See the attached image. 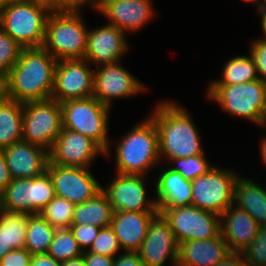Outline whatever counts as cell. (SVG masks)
<instances>
[{"instance_id":"cell-33","label":"cell","mask_w":266,"mask_h":266,"mask_svg":"<svg viewBox=\"0 0 266 266\" xmlns=\"http://www.w3.org/2000/svg\"><path fill=\"white\" fill-rule=\"evenodd\" d=\"M206 155L207 154H200L186 158L173 159L170 160L166 166L172 171L180 173L185 179L193 181L199 176L206 174L213 166Z\"/></svg>"},{"instance_id":"cell-10","label":"cell","mask_w":266,"mask_h":266,"mask_svg":"<svg viewBox=\"0 0 266 266\" xmlns=\"http://www.w3.org/2000/svg\"><path fill=\"white\" fill-rule=\"evenodd\" d=\"M55 196L52 179L45 171L31 179H13L0 193V209L39 214Z\"/></svg>"},{"instance_id":"cell-35","label":"cell","mask_w":266,"mask_h":266,"mask_svg":"<svg viewBox=\"0 0 266 266\" xmlns=\"http://www.w3.org/2000/svg\"><path fill=\"white\" fill-rule=\"evenodd\" d=\"M88 251L113 258L122 252L115 233L110 226L100 229L97 238Z\"/></svg>"},{"instance_id":"cell-54","label":"cell","mask_w":266,"mask_h":266,"mask_svg":"<svg viewBox=\"0 0 266 266\" xmlns=\"http://www.w3.org/2000/svg\"><path fill=\"white\" fill-rule=\"evenodd\" d=\"M13 1H17V0H0V3H1L2 5H4V4L11 3V2H13Z\"/></svg>"},{"instance_id":"cell-38","label":"cell","mask_w":266,"mask_h":266,"mask_svg":"<svg viewBox=\"0 0 266 266\" xmlns=\"http://www.w3.org/2000/svg\"><path fill=\"white\" fill-rule=\"evenodd\" d=\"M69 228L83 252L89 250L101 229L91 224L71 225Z\"/></svg>"},{"instance_id":"cell-42","label":"cell","mask_w":266,"mask_h":266,"mask_svg":"<svg viewBox=\"0 0 266 266\" xmlns=\"http://www.w3.org/2000/svg\"><path fill=\"white\" fill-rule=\"evenodd\" d=\"M13 180L9 168L6 163L4 152L0 149V193L9 185Z\"/></svg>"},{"instance_id":"cell-29","label":"cell","mask_w":266,"mask_h":266,"mask_svg":"<svg viewBox=\"0 0 266 266\" xmlns=\"http://www.w3.org/2000/svg\"><path fill=\"white\" fill-rule=\"evenodd\" d=\"M56 228L39 214L30 215L26 231L25 249L31 254L47 253L53 241Z\"/></svg>"},{"instance_id":"cell-51","label":"cell","mask_w":266,"mask_h":266,"mask_svg":"<svg viewBox=\"0 0 266 266\" xmlns=\"http://www.w3.org/2000/svg\"><path fill=\"white\" fill-rule=\"evenodd\" d=\"M260 143V145H259V150H260V155L259 156H261V161H262V163H263V165H264V167L266 166V138H264V137H261V139H260V141H259Z\"/></svg>"},{"instance_id":"cell-45","label":"cell","mask_w":266,"mask_h":266,"mask_svg":"<svg viewBox=\"0 0 266 266\" xmlns=\"http://www.w3.org/2000/svg\"><path fill=\"white\" fill-rule=\"evenodd\" d=\"M49 8L51 11H66L71 8L63 0H32Z\"/></svg>"},{"instance_id":"cell-47","label":"cell","mask_w":266,"mask_h":266,"mask_svg":"<svg viewBox=\"0 0 266 266\" xmlns=\"http://www.w3.org/2000/svg\"><path fill=\"white\" fill-rule=\"evenodd\" d=\"M10 250L7 248L6 223L0 218V260Z\"/></svg>"},{"instance_id":"cell-23","label":"cell","mask_w":266,"mask_h":266,"mask_svg":"<svg viewBox=\"0 0 266 266\" xmlns=\"http://www.w3.org/2000/svg\"><path fill=\"white\" fill-rule=\"evenodd\" d=\"M162 166L159 167L160 170L157 171L159 173L152 181L155 185L153 197L155 196L158 212L165 207L191 205V181L185 179L180 173L172 171L165 164Z\"/></svg>"},{"instance_id":"cell-43","label":"cell","mask_w":266,"mask_h":266,"mask_svg":"<svg viewBox=\"0 0 266 266\" xmlns=\"http://www.w3.org/2000/svg\"><path fill=\"white\" fill-rule=\"evenodd\" d=\"M30 266H62V263L56 261L47 253H41L32 255Z\"/></svg>"},{"instance_id":"cell-3","label":"cell","mask_w":266,"mask_h":266,"mask_svg":"<svg viewBox=\"0 0 266 266\" xmlns=\"http://www.w3.org/2000/svg\"><path fill=\"white\" fill-rule=\"evenodd\" d=\"M145 117L121 138L114 140L115 146L110 141L104 157H111V148L114 147V173L149 176V172L161 166L158 131L154 121L149 116Z\"/></svg>"},{"instance_id":"cell-1","label":"cell","mask_w":266,"mask_h":266,"mask_svg":"<svg viewBox=\"0 0 266 266\" xmlns=\"http://www.w3.org/2000/svg\"><path fill=\"white\" fill-rule=\"evenodd\" d=\"M154 109V110H153ZM148 116L154 121L159 137L161 164L177 158L206 154L199 128L193 116L174 100H160Z\"/></svg>"},{"instance_id":"cell-12","label":"cell","mask_w":266,"mask_h":266,"mask_svg":"<svg viewBox=\"0 0 266 266\" xmlns=\"http://www.w3.org/2000/svg\"><path fill=\"white\" fill-rule=\"evenodd\" d=\"M122 61L94 68L93 97L112 109L113 100L143 95L149 89L144 82L122 66Z\"/></svg>"},{"instance_id":"cell-52","label":"cell","mask_w":266,"mask_h":266,"mask_svg":"<svg viewBox=\"0 0 266 266\" xmlns=\"http://www.w3.org/2000/svg\"><path fill=\"white\" fill-rule=\"evenodd\" d=\"M258 128H260V129L262 128V129H264V131L266 129V109L262 113V117H261L260 123L258 125ZM261 137L266 138V135L263 134V136L261 135Z\"/></svg>"},{"instance_id":"cell-56","label":"cell","mask_w":266,"mask_h":266,"mask_svg":"<svg viewBox=\"0 0 266 266\" xmlns=\"http://www.w3.org/2000/svg\"><path fill=\"white\" fill-rule=\"evenodd\" d=\"M1 10H2V4L0 3V14H1Z\"/></svg>"},{"instance_id":"cell-7","label":"cell","mask_w":266,"mask_h":266,"mask_svg":"<svg viewBox=\"0 0 266 266\" xmlns=\"http://www.w3.org/2000/svg\"><path fill=\"white\" fill-rule=\"evenodd\" d=\"M63 129L75 131L95 141L104 151L111 139L108 135L111 108L95 97L71 99L61 103Z\"/></svg>"},{"instance_id":"cell-40","label":"cell","mask_w":266,"mask_h":266,"mask_svg":"<svg viewBox=\"0 0 266 266\" xmlns=\"http://www.w3.org/2000/svg\"><path fill=\"white\" fill-rule=\"evenodd\" d=\"M113 266H144L137 252L122 251L115 257Z\"/></svg>"},{"instance_id":"cell-24","label":"cell","mask_w":266,"mask_h":266,"mask_svg":"<svg viewBox=\"0 0 266 266\" xmlns=\"http://www.w3.org/2000/svg\"><path fill=\"white\" fill-rule=\"evenodd\" d=\"M231 251L221 234L208 240L179 244L177 266H215Z\"/></svg>"},{"instance_id":"cell-36","label":"cell","mask_w":266,"mask_h":266,"mask_svg":"<svg viewBox=\"0 0 266 266\" xmlns=\"http://www.w3.org/2000/svg\"><path fill=\"white\" fill-rule=\"evenodd\" d=\"M242 255L247 266H266V226H259L256 238Z\"/></svg>"},{"instance_id":"cell-30","label":"cell","mask_w":266,"mask_h":266,"mask_svg":"<svg viewBox=\"0 0 266 266\" xmlns=\"http://www.w3.org/2000/svg\"><path fill=\"white\" fill-rule=\"evenodd\" d=\"M29 214L0 209V218L6 223L7 248H25Z\"/></svg>"},{"instance_id":"cell-19","label":"cell","mask_w":266,"mask_h":266,"mask_svg":"<svg viewBox=\"0 0 266 266\" xmlns=\"http://www.w3.org/2000/svg\"><path fill=\"white\" fill-rule=\"evenodd\" d=\"M127 35L119 28L105 23L97 28H89L84 59L94 68L122 61L130 43Z\"/></svg>"},{"instance_id":"cell-17","label":"cell","mask_w":266,"mask_h":266,"mask_svg":"<svg viewBox=\"0 0 266 266\" xmlns=\"http://www.w3.org/2000/svg\"><path fill=\"white\" fill-rule=\"evenodd\" d=\"M99 155L104 157L105 151L91 138L62 129L48 151V164L91 168Z\"/></svg>"},{"instance_id":"cell-5","label":"cell","mask_w":266,"mask_h":266,"mask_svg":"<svg viewBox=\"0 0 266 266\" xmlns=\"http://www.w3.org/2000/svg\"><path fill=\"white\" fill-rule=\"evenodd\" d=\"M207 100L216 103L229 117L259 125L266 109V83L255 81L234 85H208Z\"/></svg>"},{"instance_id":"cell-20","label":"cell","mask_w":266,"mask_h":266,"mask_svg":"<svg viewBox=\"0 0 266 266\" xmlns=\"http://www.w3.org/2000/svg\"><path fill=\"white\" fill-rule=\"evenodd\" d=\"M3 152L13 179H31L47 170L48 151L41 146L22 140L4 148Z\"/></svg>"},{"instance_id":"cell-14","label":"cell","mask_w":266,"mask_h":266,"mask_svg":"<svg viewBox=\"0 0 266 266\" xmlns=\"http://www.w3.org/2000/svg\"><path fill=\"white\" fill-rule=\"evenodd\" d=\"M85 59L59 60L51 98L62 103L93 96L94 70Z\"/></svg>"},{"instance_id":"cell-25","label":"cell","mask_w":266,"mask_h":266,"mask_svg":"<svg viewBox=\"0 0 266 266\" xmlns=\"http://www.w3.org/2000/svg\"><path fill=\"white\" fill-rule=\"evenodd\" d=\"M233 205L249 213L259 226H266L265 184L240 175L235 183Z\"/></svg>"},{"instance_id":"cell-27","label":"cell","mask_w":266,"mask_h":266,"mask_svg":"<svg viewBox=\"0 0 266 266\" xmlns=\"http://www.w3.org/2000/svg\"><path fill=\"white\" fill-rule=\"evenodd\" d=\"M23 103L7 98L0 103V149L22 141Z\"/></svg>"},{"instance_id":"cell-39","label":"cell","mask_w":266,"mask_h":266,"mask_svg":"<svg viewBox=\"0 0 266 266\" xmlns=\"http://www.w3.org/2000/svg\"><path fill=\"white\" fill-rule=\"evenodd\" d=\"M31 259L32 255L25 248L14 249L0 260V266H30Z\"/></svg>"},{"instance_id":"cell-18","label":"cell","mask_w":266,"mask_h":266,"mask_svg":"<svg viewBox=\"0 0 266 266\" xmlns=\"http://www.w3.org/2000/svg\"><path fill=\"white\" fill-rule=\"evenodd\" d=\"M179 243L169 222L159 212L152 220L146 238L137 251L144 266H177Z\"/></svg>"},{"instance_id":"cell-48","label":"cell","mask_w":266,"mask_h":266,"mask_svg":"<svg viewBox=\"0 0 266 266\" xmlns=\"http://www.w3.org/2000/svg\"><path fill=\"white\" fill-rule=\"evenodd\" d=\"M8 98L7 74L0 72V103Z\"/></svg>"},{"instance_id":"cell-41","label":"cell","mask_w":266,"mask_h":266,"mask_svg":"<svg viewBox=\"0 0 266 266\" xmlns=\"http://www.w3.org/2000/svg\"><path fill=\"white\" fill-rule=\"evenodd\" d=\"M83 258L86 266H113L115 258L100 254H94L87 251L83 252Z\"/></svg>"},{"instance_id":"cell-49","label":"cell","mask_w":266,"mask_h":266,"mask_svg":"<svg viewBox=\"0 0 266 266\" xmlns=\"http://www.w3.org/2000/svg\"><path fill=\"white\" fill-rule=\"evenodd\" d=\"M257 10V14L260 15V24H261V32H262V35L263 37L261 38H264L266 39V7H259Z\"/></svg>"},{"instance_id":"cell-8","label":"cell","mask_w":266,"mask_h":266,"mask_svg":"<svg viewBox=\"0 0 266 266\" xmlns=\"http://www.w3.org/2000/svg\"><path fill=\"white\" fill-rule=\"evenodd\" d=\"M240 172L232 168L211 169L191 181V205L220 216L234 202V188Z\"/></svg>"},{"instance_id":"cell-46","label":"cell","mask_w":266,"mask_h":266,"mask_svg":"<svg viewBox=\"0 0 266 266\" xmlns=\"http://www.w3.org/2000/svg\"><path fill=\"white\" fill-rule=\"evenodd\" d=\"M71 9H84L86 6L95 10L98 0H63Z\"/></svg>"},{"instance_id":"cell-4","label":"cell","mask_w":266,"mask_h":266,"mask_svg":"<svg viewBox=\"0 0 266 266\" xmlns=\"http://www.w3.org/2000/svg\"><path fill=\"white\" fill-rule=\"evenodd\" d=\"M82 15L83 9L50 13L42 47L57 61L84 59L89 27Z\"/></svg>"},{"instance_id":"cell-22","label":"cell","mask_w":266,"mask_h":266,"mask_svg":"<svg viewBox=\"0 0 266 266\" xmlns=\"http://www.w3.org/2000/svg\"><path fill=\"white\" fill-rule=\"evenodd\" d=\"M221 236L231 252H243L257 236L258 223L233 204L220 215Z\"/></svg>"},{"instance_id":"cell-32","label":"cell","mask_w":266,"mask_h":266,"mask_svg":"<svg viewBox=\"0 0 266 266\" xmlns=\"http://www.w3.org/2000/svg\"><path fill=\"white\" fill-rule=\"evenodd\" d=\"M75 206L65 198L55 196L39 215L56 229L69 228L72 224Z\"/></svg>"},{"instance_id":"cell-6","label":"cell","mask_w":266,"mask_h":266,"mask_svg":"<svg viewBox=\"0 0 266 266\" xmlns=\"http://www.w3.org/2000/svg\"><path fill=\"white\" fill-rule=\"evenodd\" d=\"M52 11L32 0L2 5L0 28L21 47H42L47 19Z\"/></svg>"},{"instance_id":"cell-53","label":"cell","mask_w":266,"mask_h":266,"mask_svg":"<svg viewBox=\"0 0 266 266\" xmlns=\"http://www.w3.org/2000/svg\"><path fill=\"white\" fill-rule=\"evenodd\" d=\"M246 3H253L257 7V9L261 6L262 0H243Z\"/></svg>"},{"instance_id":"cell-50","label":"cell","mask_w":266,"mask_h":266,"mask_svg":"<svg viewBox=\"0 0 266 266\" xmlns=\"http://www.w3.org/2000/svg\"><path fill=\"white\" fill-rule=\"evenodd\" d=\"M62 266H86L84 262L83 255L70 259L68 261L62 262Z\"/></svg>"},{"instance_id":"cell-31","label":"cell","mask_w":266,"mask_h":266,"mask_svg":"<svg viewBox=\"0 0 266 266\" xmlns=\"http://www.w3.org/2000/svg\"><path fill=\"white\" fill-rule=\"evenodd\" d=\"M47 254L62 263L83 255V251L70 228H61L56 229Z\"/></svg>"},{"instance_id":"cell-34","label":"cell","mask_w":266,"mask_h":266,"mask_svg":"<svg viewBox=\"0 0 266 266\" xmlns=\"http://www.w3.org/2000/svg\"><path fill=\"white\" fill-rule=\"evenodd\" d=\"M22 49L23 47L0 28V72H10L17 63Z\"/></svg>"},{"instance_id":"cell-26","label":"cell","mask_w":266,"mask_h":266,"mask_svg":"<svg viewBox=\"0 0 266 266\" xmlns=\"http://www.w3.org/2000/svg\"><path fill=\"white\" fill-rule=\"evenodd\" d=\"M113 213L112 205L101 190L90 200L75 206L71 225L91 224L100 228L108 227Z\"/></svg>"},{"instance_id":"cell-16","label":"cell","mask_w":266,"mask_h":266,"mask_svg":"<svg viewBox=\"0 0 266 266\" xmlns=\"http://www.w3.org/2000/svg\"><path fill=\"white\" fill-rule=\"evenodd\" d=\"M153 3L152 0H98L94 11L129 35L139 32L156 17Z\"/></svg>"},{"instance_id":"cell-44","label":"cell","mask_w":266,"mask_h":266,"mask_svg":"<svg viewBox=\"0 0 266 266\" xmlns=\"http://www.w3.org/2000/svg\"><path fill=\"white\" fill-rule=\"evenodd\" d=\"M215 266H247L241 252H231Z\"/></svg>"},{"instance_id":"cell-9","label":"cell","mask_w":266,"mask_h":266,"mask_svg":"<svg viewBox=\"0 0 266 266\" xmlns=\"http://www.w3.org/2000/svg\"><path fill=\"white\" fill-rule=\"evenodd\" d=\"M62 129L61 103L52 98L23 103V141L49 151Z\"/></svg>"},{"instance_id":"cell-21","label":"cell","mask_w":266,"mask_h":266,"mask_svg":"<svg viewBox=\"0 0 266 266\" xmlns=\"http://www.w3.org/2000/svg\"><path fill=\"white\" fill-rule=\"evenodd\" d=\"M158 211H116L110 227L122 251L137 252L146 238L151 220Z\"/></svg>"},{"instance_id":"cell-13","label":"cell","mask_w":266,"mask_h":266,"mask_svg":"<svg viewBox=\"0 0 266 266\" xmlns=\"http://www.w3.org/2000/svg\"><path fill=\"white\" fill-rule=\"evenodd\" d=\"M147 176L114 173L111 182L101 185L102 192L116 211H158L155 198L148 197Z\"/></svg>"},{"instance_id":"cell-2","label":"cell","mask_w":266,"mask_h":266,"mask_svg":"<svg viewBox=\"0 0 266 266\" xmlns=\"http://www.w3.org/2000/svg\"><path fill=\"white\" fill-rule=\"evenodd\" d=\"M57 60L43 47L23 48L7 74L8 98L21 103L50 99Z\"/></svg>"},{"instance_id":"cell-28","label":"cell","mask_w":266,"mask_h":266,"mask_svg":"<svg viewBox=\"0 0 266 266\" xmlns=\"http://www.w3.org/2000/svg\"><path fill=\"white\" fill-rule=\"evenodd\" d=\"M223 65L220 78L211 80L207 85H234L258 79L256 66L249 54L234 55Z\"/></svg>"},{"instance_id":"cell-11","label":"cell","mask_w":266,"mask_h":266,"mask_svg":"<svg viewBox=\"0 0 266 266\" xmlns=\"http://www.w3.org/2000/svg\"><path fill=\"white\" fill-rule=\"evenodd\" d=\"M160 213L169 222L179 244L208 240L221 234L220 216L194 205L165 207Z\"/></svg>"},{"instance_id":"cell-15","label":"cell","mask_w":266,"mask_h":266,"mask_svg":"<svg viewBox=\"0 0 266 266\" xmlns=\"http://www.w3.org/2000/svg\"><path fill=\"white\" fill-rule=\"evenodd\" d=\"M90 169L48 164L46 171L52 179L55 195L77 205L101 191V183Z\"/></svg>"},{"instance_id":"cell-37","label":"cell","mask_w":266,"mask_h":266,"mask_svg":"<svg viewBox=\"0 0 266 266\" xmlns=\"http://www.w3.org/2000/svg\"><path fill=\"white\" fill-rule=\"evenodd\" d=\"M248 49L256 66L258 79L266 83V39L254 38L250 41Z\"/></svg>"},{"instance_id":"cell-55","label":"cell","mask_w":266,"mask_h":266,"mask_svg":"<svg viewBox=\"0 0 266 266\" xmlns=\"http://www.w3.org/2000/svg\"><path fill=\"white\" fill-rule=\"evenodd\" d=\"M260 7H266V0H262V3H261Z\"/></svg>"}]
</instances>
